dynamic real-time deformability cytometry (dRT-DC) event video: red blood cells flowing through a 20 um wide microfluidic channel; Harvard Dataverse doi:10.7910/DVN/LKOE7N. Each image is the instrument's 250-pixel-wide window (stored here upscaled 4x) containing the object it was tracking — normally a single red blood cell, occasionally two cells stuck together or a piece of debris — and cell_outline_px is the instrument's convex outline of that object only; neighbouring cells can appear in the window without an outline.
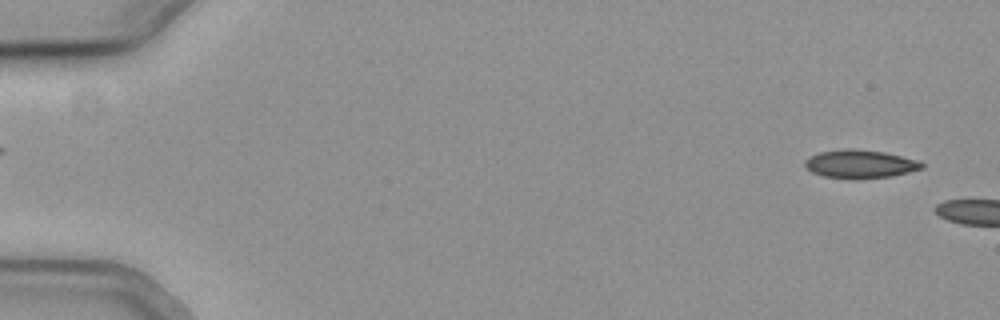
{"species": "common noctule bat (a hibernating species)", "species_latin": "Nyctalus noctula", "temperature_condition": "cold", "stored_images_in_passage": 7, "camera_frame_rate_fps": 3000, "um_per_image_px": 0.085, "animal": {"sex": "female", "body_mass_g": 19.3, "forearm_length_mm": 54.1}, "frame": {"image": 1, "passage_image": 3, "time_ms": 0.667, "image_size_px": [1000, 320], "cell_outline_px": [[924, 168], [892, 176], [856, 180], [852, 180], [820, 176], [812, 172], [804, 164], [804, 160], [808, 156], [820, 152], [844, 148], [852, 148], [884, 152], [920, 160], [924, 164]], "centroid_in_image_um": [73.09, 13.95], "position_along_channel_um": 11.9, "area_um2": 19.77}}